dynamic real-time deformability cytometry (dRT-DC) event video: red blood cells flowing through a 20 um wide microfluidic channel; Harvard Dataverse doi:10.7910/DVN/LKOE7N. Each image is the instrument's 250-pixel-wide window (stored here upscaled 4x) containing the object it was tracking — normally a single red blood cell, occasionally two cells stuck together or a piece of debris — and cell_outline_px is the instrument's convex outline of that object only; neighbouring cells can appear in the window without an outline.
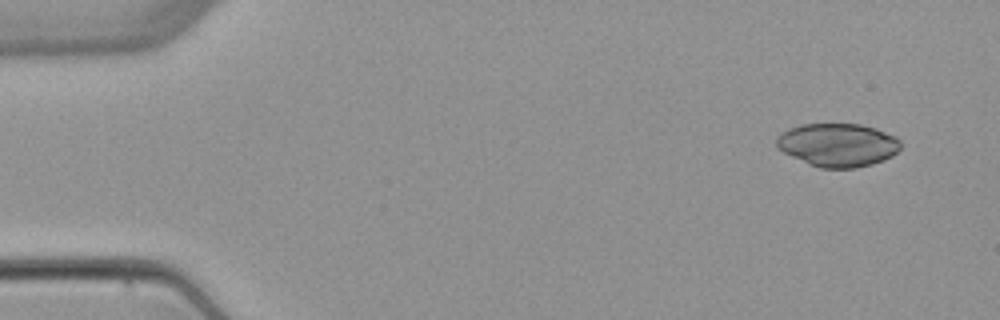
{"species": "common noctule bat (a hibernating species)", "species_latin": "Nyctalus noctula", "temperature_condition": "warm", "stored_images_in_passage": 4, "camera_frame_rate_fps": 3000, "um_per_image_px": 0.085, "animal": {"sex": "female", "body_mass_g": 22.7, "forearm_length_mm": 54.2}, "frame": {"image": 1, "passage_image": 1, "time_ms": 0.0, "image_size_px": [1000, 320], "cell_outline_px": [[900, 148], [892, 156], [884, 160], [872, 164], [856, 168], [820, 168], [792, 156], [776, 148], [776, 136], [788, 128], [800, 124], [860, 124], [876, 128], [896, 136], [900, 140]], "centroid_in_image_um": [71.21, 12.31], "position_along_channel_um": 13.8, "area_um2": 31.44}}
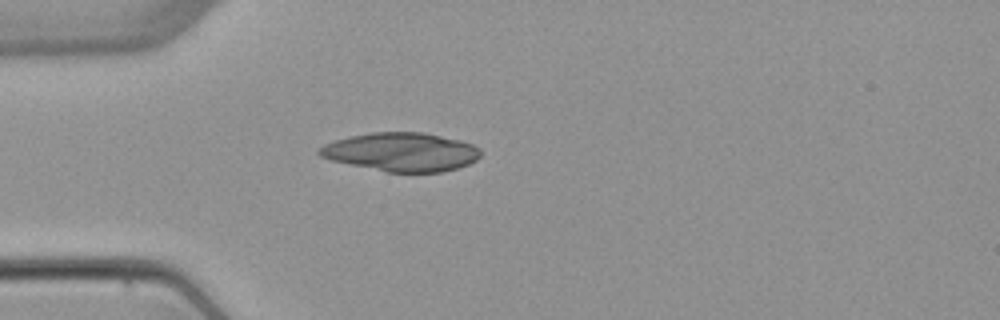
{"frame": {"image": 2, "passage_image": 4, "time_ms": 3.667, "image_size_px": [1000, 320], "cell_outline_px": [[480, 156], [476, 160], [468, 164], [456, 168], [440, 172], [388, 172], [332, 160], [320, 156], [316, 152], [324, 144], [348, 136], [372, 132], [424, 132], [460, 140], [472, 144], [480, 148]], "centroid_in_image_um": [34.12, 12.9], "position_along_channel_um": 50.9, "area_um2": 36.13}}